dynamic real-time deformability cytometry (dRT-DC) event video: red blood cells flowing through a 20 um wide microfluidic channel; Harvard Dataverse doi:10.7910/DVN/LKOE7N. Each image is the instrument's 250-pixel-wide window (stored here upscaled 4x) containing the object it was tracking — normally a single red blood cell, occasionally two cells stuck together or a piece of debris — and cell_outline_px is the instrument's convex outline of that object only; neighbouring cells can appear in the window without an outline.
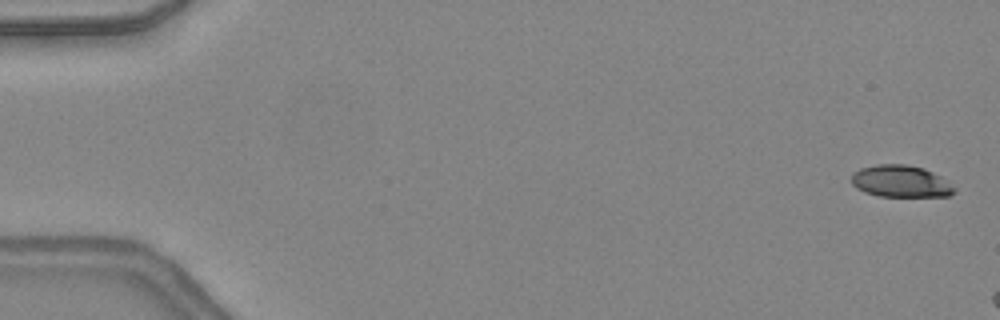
{"species": "common noctule bat (a hibernating species)", "species_latin": "Nyctalus noctula", "temperature_condition": "warm", "stored_images_in_passage": 7, "camera_frame_rate_fps": 3000, "um_per_image_px": 0.085, "animal": {"sex": "female", "body_mass_g": 24.6, "forearm_length_mm": 56.2}, "frame": {"image": 1, "passage_image": 2, "time_ms": 0.333, "image_size_px": [1000, 320], "cell_outline_px": [[956, 192], [948, 196], [880, 196], [864, 192], [856, 188], [852, 184], [852, 172], [860, 168], [876, 164], [908, 164], [924, 168], [940, 176], [956, 188]], "centroid_in_image_um": [76.55, 15.4], "position_along_channel_um": 8.5, "area_um2": 19.25}}